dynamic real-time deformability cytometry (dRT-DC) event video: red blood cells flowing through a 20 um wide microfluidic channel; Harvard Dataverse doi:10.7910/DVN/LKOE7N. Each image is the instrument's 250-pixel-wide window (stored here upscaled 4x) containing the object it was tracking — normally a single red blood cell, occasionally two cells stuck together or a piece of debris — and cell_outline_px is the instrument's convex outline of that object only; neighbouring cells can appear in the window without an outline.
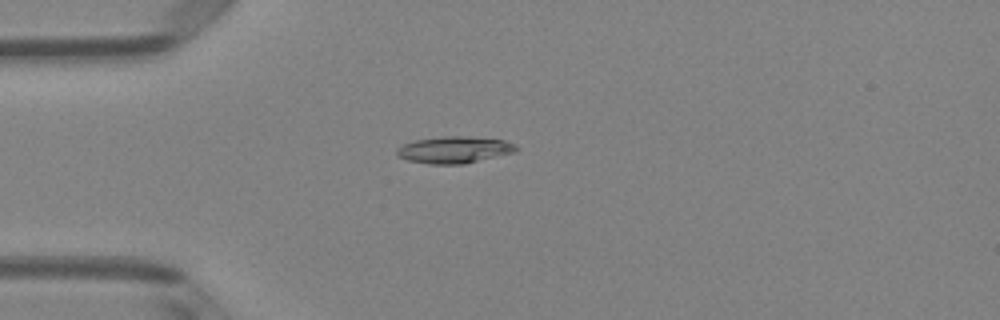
{"species": "Egyptian fruit bat (a non-hibernating species)", "species_latin": "Rousettus aegyptiacus", "temperature_condition": "room temperature", "stored_images_in_passage": 5, "camera_frame_rate_fps": 3000, "um_per_image_px": 0.085, "animal": {"sex": "female"}, "frame": {"image": 1, "passage_image": 4, "time_ms": 1.0, "image_size_px": [1000, 320], "cell_outline_px": [[520, 148], [516, 152], [464, 164], [428, 164], [408, 160], [396, 156], [396, 148], [404, 144], [416, 140], [440, 136], [464, 136], [504, 140], [516, 144]], "centroid_in_image_um": [38.63, 12.73], "position_along_channel_um": 46.4, "area_um2": 18.79}}